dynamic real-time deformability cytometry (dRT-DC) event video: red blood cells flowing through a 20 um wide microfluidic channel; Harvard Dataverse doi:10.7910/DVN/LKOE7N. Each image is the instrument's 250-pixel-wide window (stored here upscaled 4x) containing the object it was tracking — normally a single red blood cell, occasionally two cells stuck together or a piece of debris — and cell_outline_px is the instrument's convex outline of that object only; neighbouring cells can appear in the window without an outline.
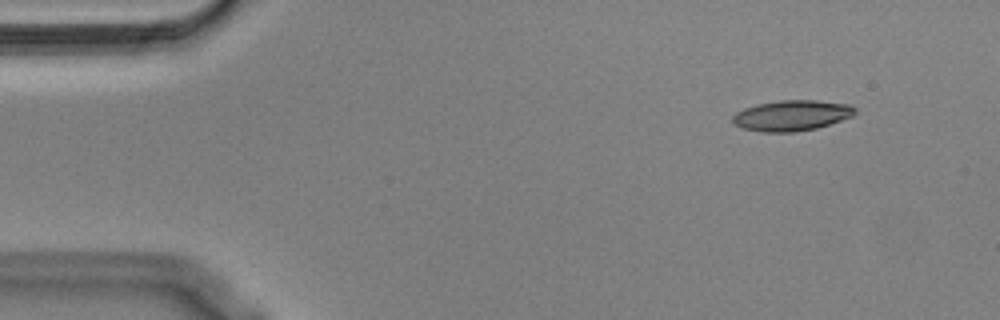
{"species": "Egyptian fruit bat (a non-hibernating species)", "species_latin": "Rousettus aegyptiacus", "temperature_condition": "cold", "stored_images_in_passage": 50, "camera_frame_rate_fps": 3000, "um_per_image_px": 0.085, "animal": {"sex": "male"}, "frame": {"image": 1, "passage_image": 1, "time_ms": 0.0, "image_size_px": [1000, 320], "cell_outline_px": [[856, 112], [852, 116], [816, 128], [792, 132], [760, 132], [744, 128], [736, 124], [732, 120], [732, 116], [736, 112], [744, 108], [756, 104], [780, 100], [816, 100], [852, 104], [856, 108]], "centroid_in_image_um": [67.3, 9.8], "position_along_channel_um": 17.7, "area_um2": 21.79}}
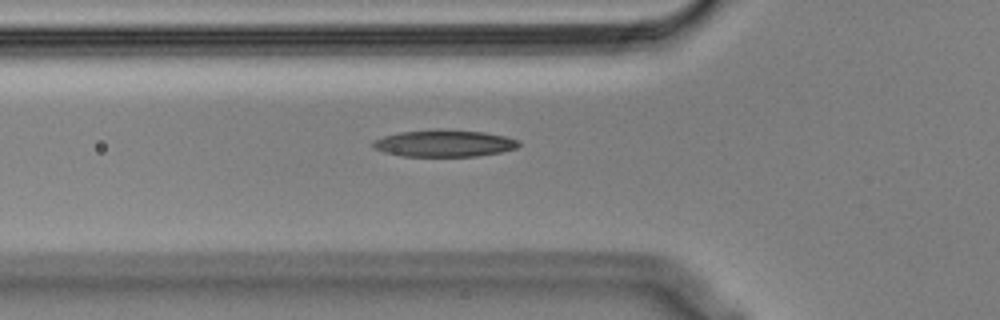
{"frame": {"image": 2, "passage_image": 14, "time_ms": 4.333, "image_size_px": [1000, 320], "cell_outline_px": [[520, 144], [516, 148], [500, 152], [476, 156], [400, 156], [384, 152], [372, 148], [372, 144], [376, 140], [384, 136], [400, 132], [440, 128], [484, 132], [504, 136], [520, 140]], "centroid_in_image_um": [37.76, 12.17], "position_along_channel_um": 88.0, "area_um2": 22.95}}
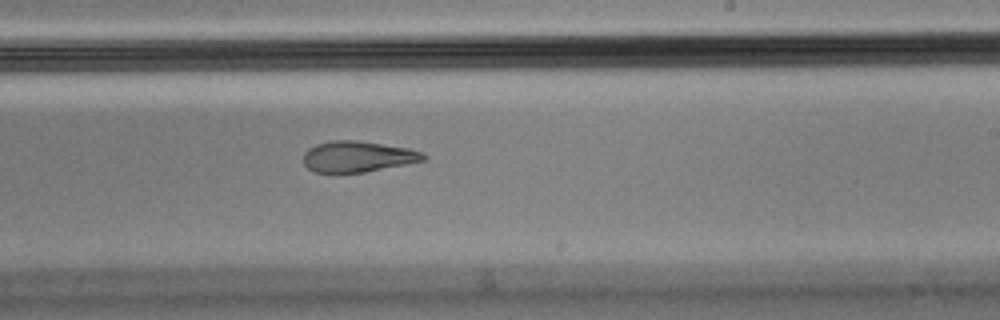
{"frame": {"image": 3, "passage_image": 28, "time_ms": 9.0, "image_size_px": [1000, 320], "cell_outline_px": [[428, 156], [424, 160], [364, 172], [316, 172], [308, 168], [304, 164], [304, 152], [308, 148], [316, 144], [332, 140], [356, 140], [408, 148], [424, 152]], "centroid_in_image_um": [30.4, 13.29], "position_along_channel_um": 258.6, "area_um2": 21.44}, "authors_computed_cell_mechanics": {"area_um2": 22.4553, "velocity_mm_per_s": 3.6421, "shape_relaxation_time_tau1_ms": null, "shape_relaxation_time_tau2_ms": 3.1325, "deformation_change_tau1": null, "deformation_change_tau2": 0.1245}}